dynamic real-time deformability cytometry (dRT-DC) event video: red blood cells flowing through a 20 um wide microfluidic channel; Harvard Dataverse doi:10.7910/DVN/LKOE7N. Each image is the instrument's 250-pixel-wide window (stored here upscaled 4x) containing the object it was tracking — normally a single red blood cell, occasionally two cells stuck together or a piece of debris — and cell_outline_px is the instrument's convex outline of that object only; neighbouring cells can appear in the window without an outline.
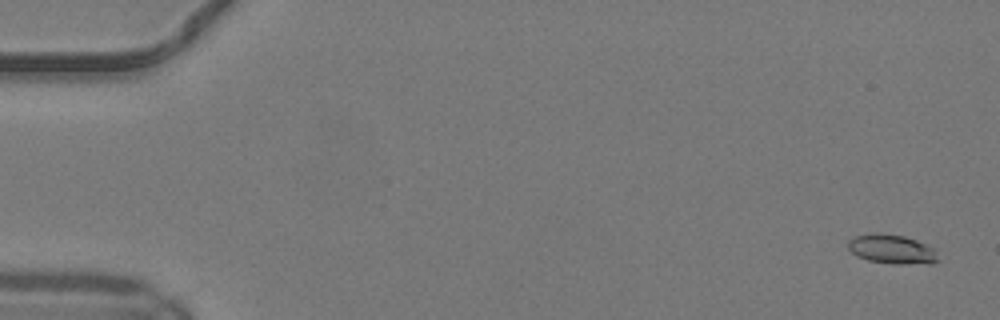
{"species": "common noctule bat (a hibernating species)", "species_latin": "Nyctalus noctula", "temperature_condition": "warm", "stored_images_in_passage": 52, "camera_frame_rate_fps": 3000, "um_per_image_px": 0.085, "animal": {"sex": "male", "body_mass_g": 19.2, "forearm_length_mm": 51.8}, "frame": {"image": 1, "passage_image": 3, "time_ms": 0.667, "image_size_px": [1000, 320], "cell_outline_px": [[940, 260], [932, 264], [892, 264], [868, 260], [856, 256], [848, 248], [848, 240], [856, 236], [872, 232], [880, 232], [904, 236], [916, 240], [932, 248]], "centroid_in_image_um": [75.79, 21.18], "position_along_channel_um": 9.2, "area_um2": 15.49}}
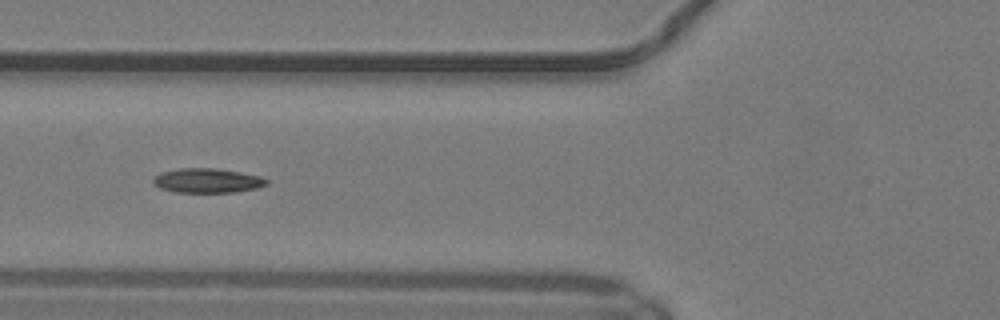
{"frame": {"image": 2, "passage_image": 21, "time_ms": 6.667, "image_size_px": [1000, 320], "cell_outline_px": [[268, 184], [256, 188], [236, 192], [176, 192], [160, 188], [152, 184], [152, 180], [160, 172], [180, 168], [216, 168], [240, 172], [260, 176], [268, 180]], "centroid_in_image_um": [17.61, 15.35], "position_along_channel_um": 108.2, "area_um2": 16.18}}
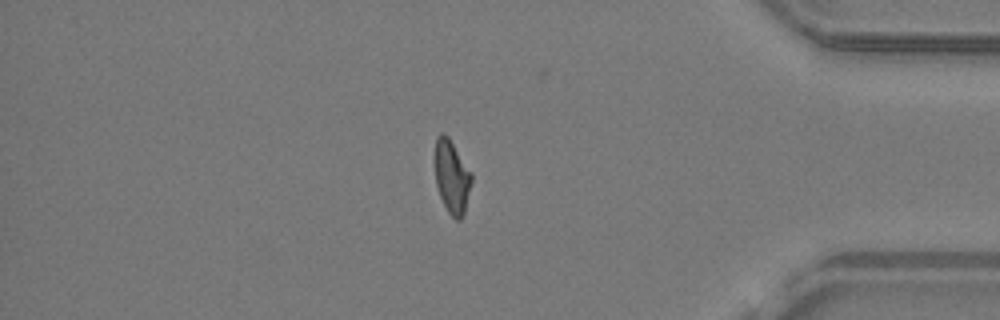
{"frame": {"image": 3, "passage_image": 44, "time_ms": 14.333, "image_size_px": [1000, 320], "cell_outline_px": [[472, 180], [464, 212], [460, 220], [456, 220], [448, 212], [440, 196], [436, 184], [436, 136], [440, 132], [444, 132], [448, 136], [472, 172]], "centroid_in_image_um": [38.42, 15.0], "position_along_channel_um": 396.8, "area_um2": 15.43}, "authors_computed_cell_mechanics": {"area_um2": 15.5482, "velocity_mm_per_s": 4.1708, "shape_relaxation_time_tau1_ms": null, "shape_relaxation_time_tau2_ms": 3.4428, "deformation_change_tau1": null, "deformation_change_tau2": 0.1049}}